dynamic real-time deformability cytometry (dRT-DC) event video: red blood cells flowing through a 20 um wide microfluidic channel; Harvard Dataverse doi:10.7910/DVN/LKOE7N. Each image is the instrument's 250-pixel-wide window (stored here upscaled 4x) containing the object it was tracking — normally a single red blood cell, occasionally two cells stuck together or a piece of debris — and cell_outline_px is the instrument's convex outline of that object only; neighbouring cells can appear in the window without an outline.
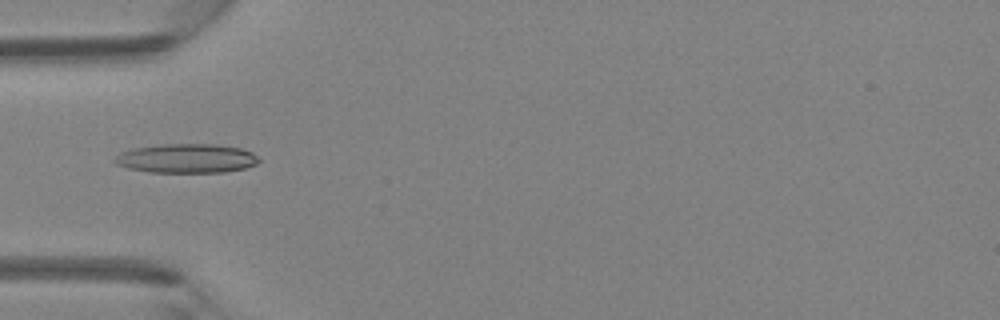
{"species": "Egyptian fruit bat (a non-hibernating species)", "species_latin": "Rousettus aegyptiacus", "temperature_condition": "room temperature", "stored_images_in_passage": 39, "camera_frame_rate_fps": 3000, "um_per_image_px": 0.085, "animal": {"sex": "female"}, "frame": {"image": 1, "passage_image": 8, "time_ms": 2.333, "image_size_px": [1000, 320], "cell_outline_px": [[260, 160], [256, 164], [244, 168], [224, 172], [148, 172], [128, 168], [116, 164], [112, 160], [120, 152], [132, 148], [160, 144], [216, 144], [240, 148], [252, 152]], "centroid_in_image_um": [15.82, 13.46], "position_along_channel_um": 69.2, "area_um2": 24.57}}
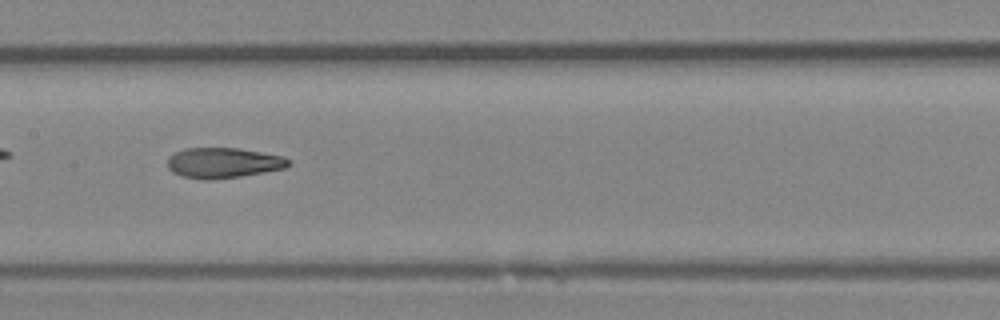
{"frame": {"image": 2, "passage_image": 16, "time_ms": 5.0, "image_size_px": [1000, 320], "cell_outline_px": [[292, 164], [284, 168], [264, 172], [240, 176], [212, 180], [200, 180], [180, 176], [172, 172], [168, 168], [168, 156], [184, 148], [240, 148], [284, 156]], "centroid_in_image_um": [18.95, 13.84], "position_along_channel_um": 188.4, "area_um2": 21.62}}
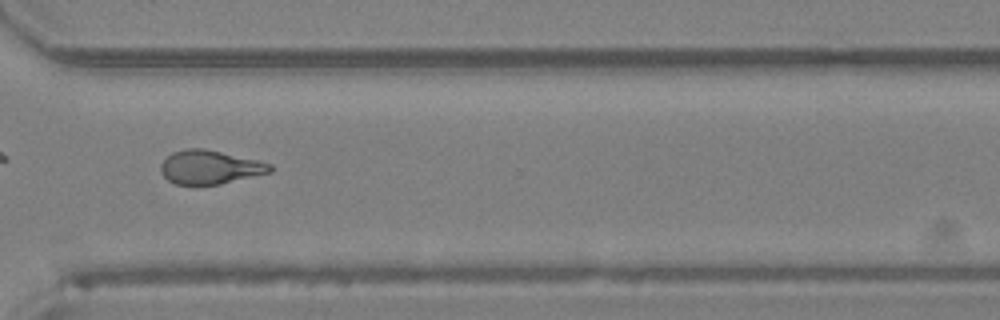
{"frame": {"image": 3, "passage_image": 27, "time_ms": 8.667, "image_size_px": [1000, 320], "cell_outline_px": [[272, 172], [220, 184], [176, 184], [168, 180], [160, 172], [160, 164], [172, 152], [188, 148], [204, 148], [256, 160], [272, 164]], "centroid_in_image_um": [17.83, 14.21], "position_along_channel_um": 352.8, "area_um2": 21.33}}